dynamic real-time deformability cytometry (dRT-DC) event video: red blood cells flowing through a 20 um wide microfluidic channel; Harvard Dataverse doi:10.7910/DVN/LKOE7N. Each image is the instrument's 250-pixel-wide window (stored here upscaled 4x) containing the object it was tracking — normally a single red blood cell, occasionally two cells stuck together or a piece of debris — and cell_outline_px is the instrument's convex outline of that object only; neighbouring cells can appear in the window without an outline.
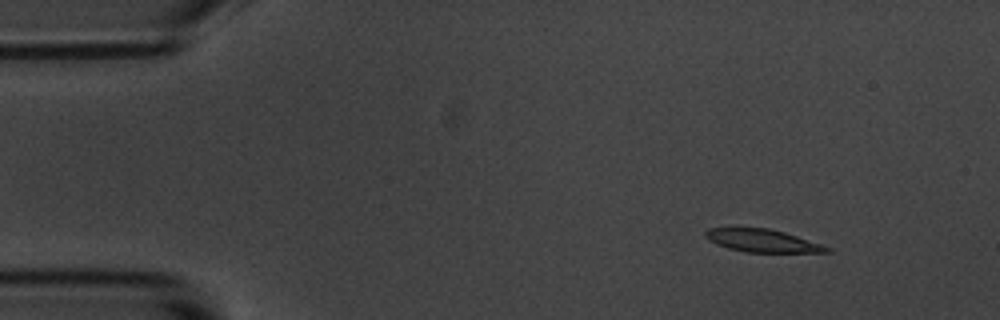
{"species": "common noctule bat (a hibernating species)", "species_latin": "Nyctalus noctula", "temperature_condition": "room temperature", "stored_images_in_passage": 8, "camera_frame_rate_fps": 3000, "um_per_image_px": 0.085, "animal": {"sex": "male", "body_mass_g": 20.1, "forearm_length_mm": 53.5}, "frame": {"image": 1, "passage_image": 2, "time_ms": 1.0, "image_size_px": [1000, 320], "cell_outline_px": [[832, 252], [748, 252], [728, 248], [716, 244], [708, 240], [704, 236], [704, 232], [708, 228], [768, 228], [784, 232], [832, 248]], "centroid_in_image_um": [64.77, 20.46], "position_along_channel_um": 20.2, "area_um2": 15.95}}
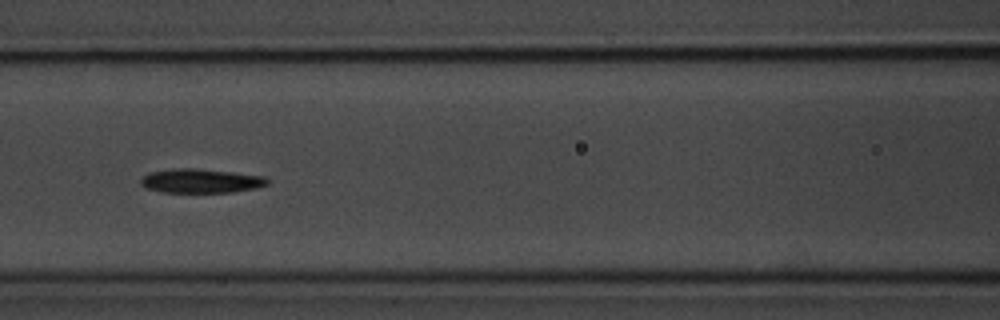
{"frame": {"image": 2, "passage_image": 7, "time_ms": 7.0, "image_size_px": [1000, 320], "cell_outline_px": [[268, 184], [256, 188], [232, 192], [160, 192], [144, 188], [140, 184], [140, 180], [148, 172], [176, 168], [196, 168], [268, 176]], "centroid_in_image_um": [17.06, 15.37], "position_along_channel_um": 149.5, "area_um2": 17.98}}
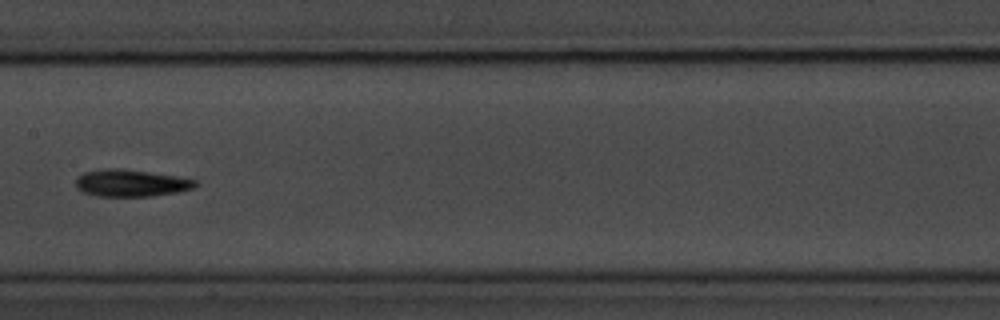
{"frame": {"image": 3, "passage_image": 8, "time_ms": 8.333, "image_size_px": [1000, 320], "cell_outline_px": [[200, 184], [192, 188], [180, 192], [152, 196], [96, 196], [84, 192], [76, 188], [76, 176], [84, 172], [104, 168], [124, 168], [176, 176], [196, 180]], "centroid_in_image_um": [11.13, 15.55], "position_along_channel_um": 196.3, "area_um2": 19.07}}